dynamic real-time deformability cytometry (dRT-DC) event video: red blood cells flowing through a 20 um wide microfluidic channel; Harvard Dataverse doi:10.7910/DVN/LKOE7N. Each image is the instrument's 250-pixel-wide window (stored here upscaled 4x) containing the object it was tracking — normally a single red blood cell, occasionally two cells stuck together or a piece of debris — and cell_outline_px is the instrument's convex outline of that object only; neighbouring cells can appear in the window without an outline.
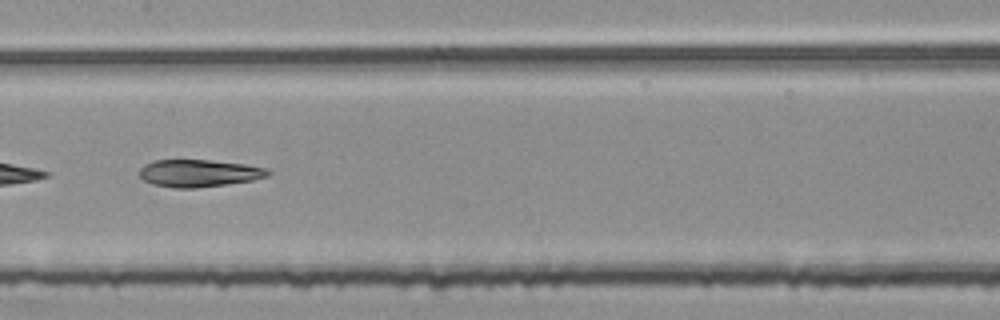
{"species": "common noctule bat (a hibernating species)", "species_latin": "Nyctalus noctula", "temperature_condition": "room temperature", "stored_images_in_passage": 34, "camera_frame_rate_fps": 3000, "um_per_image_px": 0.085, "animal": {"sex": "female", "body_mass_g": 25.1}, "frame": {"image": 1, "passage_image": 10, "time_ms": 3.0, "image_size_px": [1000, 320], "cell_outline_px": [[272, 172], [268, 176], [252, 180], [196, 188], [172, 188], [152, 184], [144, 180], [140, 176], [140, 168], [144, 164], [152, 160], [208, 160], [244, 164], [268, 168]], "centroid_in_image_um": [16.89, 14.72], "position_along_channel_um": 190.5, "area_um2": 20.46}}
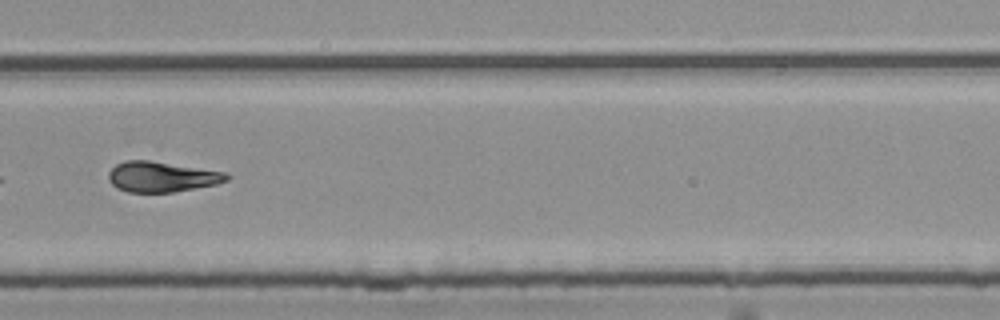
{"frame": {"image": 2, "passage_image": 20, "time_ms": 6.333, "image_size_px": [1000, 320], "cell_outline_px": [[232, 176], [228, 180], [216, 184], [172, 192], [128, 192], [116, 188], [108, 180], [108, 172], [116, 164], [124, 160], [148, 160], [224, 172]], "centroid_in_image_um": [13.71, 15.02], "position_along_channel_um": 316.1, "area_um2": 20.81}}